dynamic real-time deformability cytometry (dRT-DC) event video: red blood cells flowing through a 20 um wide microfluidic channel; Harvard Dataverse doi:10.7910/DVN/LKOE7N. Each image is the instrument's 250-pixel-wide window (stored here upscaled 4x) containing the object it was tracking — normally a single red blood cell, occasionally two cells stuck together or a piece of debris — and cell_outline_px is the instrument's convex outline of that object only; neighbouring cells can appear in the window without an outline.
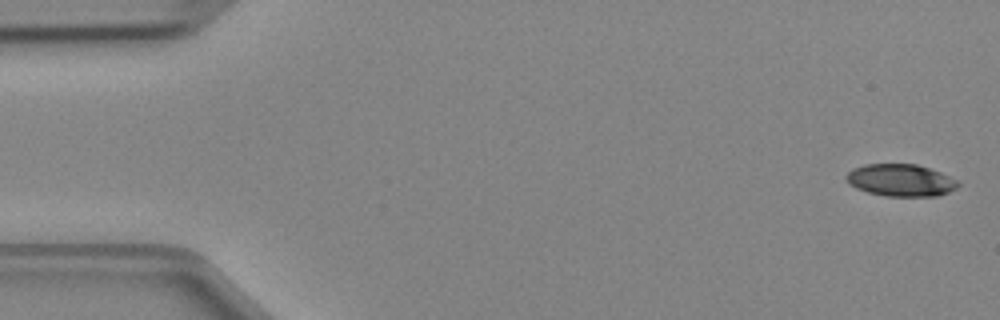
{"species": "Egyptian fruit bat (a non-hibernating species)", "species_latin": "Rousettus aegyptiacus", "temperature_condition": "cold", "stored_images_in_passage": 47, "camera_frame_rate_fps": 3000, "um_per_image_px": 0.085, "animal": {"sex": "female"}, "frame": {"image": 1, "passage_image": 1, "time_ms": 0.0, "image_size_px": [1000, 320], "cell_outline_px": [[960, 184], [956, 188], [948, 192], [936, 196], [884, 196], [868, 192], [856, 188], [848, 184], [844, 180], [844, 176], [852, 168], [864, 164], [916, 164], [940, 172], [956, 180]], "centroid_in_image_um": [76.5, 15.32], "position_along_channel_um": 8.5, "area_um2": 21.04}}
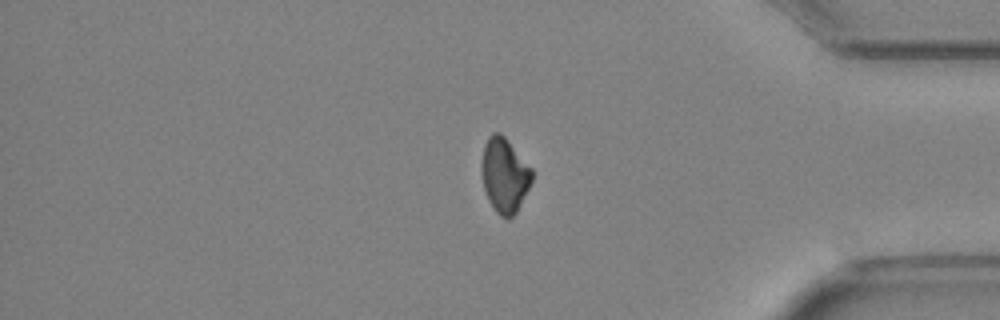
{"frame": {"image": 2, "passage_image": 39, "time_ms": 12.667, "image_size_px": [1000, 320], "cell_outline_px": [[532, 180], [516, 212], [508, 220], [500, 216], [496, 212], [488, 200], [484, 188], [480, 172], [480, 168], [484, 144], [488, 136], [492, 132], [500, 132], [508, 140], [532, 168]], "centroid_in_image_um": [42.85, 14.87], "position_along_channel_um": 392.3, "area_um2": 22.02}}
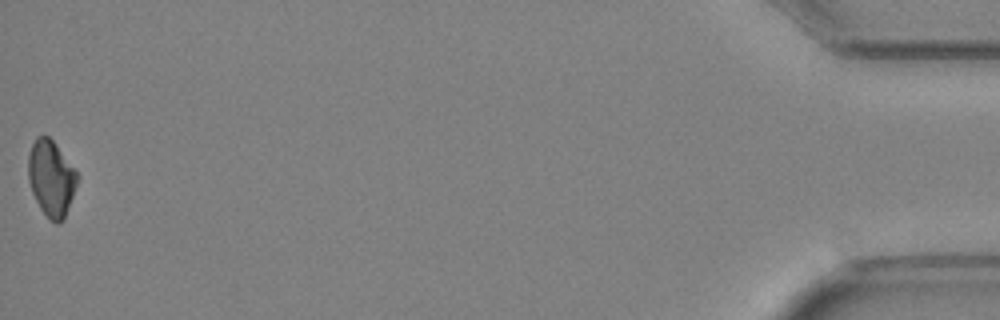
{"frame": {"image": 3, "passage_image": 47, "time_ms": 15.333, "image_size_px": [1000, 320], "cell_outline_px": [[80, 176], [64, 220], [60, 224], [56, 224], [48, 220], [40, 208], [32, 192], [28, 180], [28, 156], [32, 144], [36, 136], [48, 136], [56, 144]], "centroid_in_image_um": [4.36, 15.19], "position_along_channel_um": 430.8, "area_um2": 21.91}}